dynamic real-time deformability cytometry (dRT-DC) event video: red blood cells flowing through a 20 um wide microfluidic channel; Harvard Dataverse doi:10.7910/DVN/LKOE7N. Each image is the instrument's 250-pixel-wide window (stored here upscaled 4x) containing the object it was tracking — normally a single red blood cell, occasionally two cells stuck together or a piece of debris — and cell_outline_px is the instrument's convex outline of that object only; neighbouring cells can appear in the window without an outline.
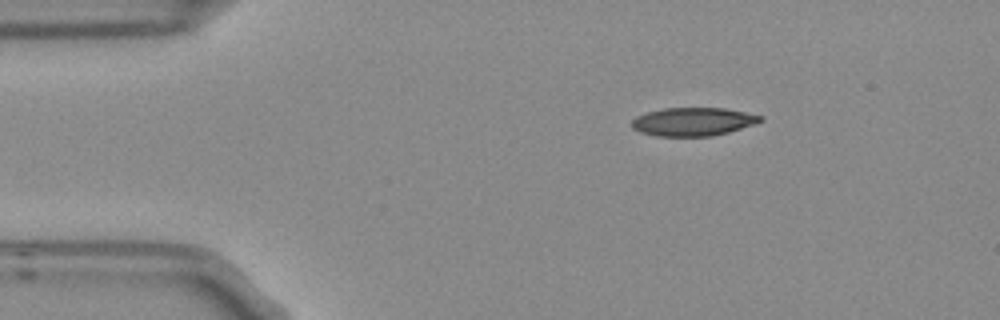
{"species": "Egyptian fruit bat (a non-hibernating species)", "species_latin": "Rousettus aegyptiacus", "temperature_condition": "room temperature", "stored_images_in_passage": 9, "camera_frame_rate_fps": 3000, "um_per_image_px": 0.085, "frame": {"image": 1, "passage_image": 1, "time_ms": 0.0, "image_size_px": [1000, 320], "cell_outline_px": [[764, 120], [756, 124], [728, 132], [712, 136], [656, 136], [640, 132], [632, 128], [632, 120], [636, 116], [648, 112], [664, 108], [724, 108], [764, 116]], "centroid_in_image_um": [58.93, 10.34], "position_along_channel_um": 26.1, "area_um2": 21.27}}
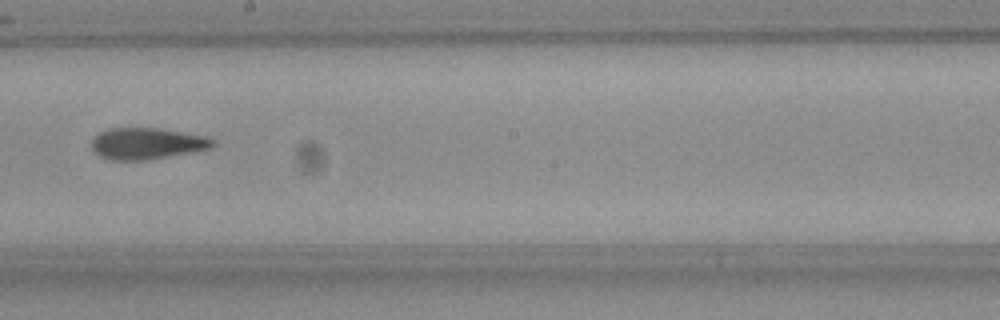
{"frame": {"image": 2, "passage_image": 7, "time_ms": 2.0, "image_size_px": [1000, 320], "cell_outline_px": [[216, 144], [208, 148], [144, 160], [108, 160], [92, 152], [92, 140], [100, 132], [108, 128], [160, 128], [204, 136], [216, 140]], "centroid_in_image_um": [12.42, 12.19], "position_along_channel_um": 235.8, "area_um2": 21.91}}
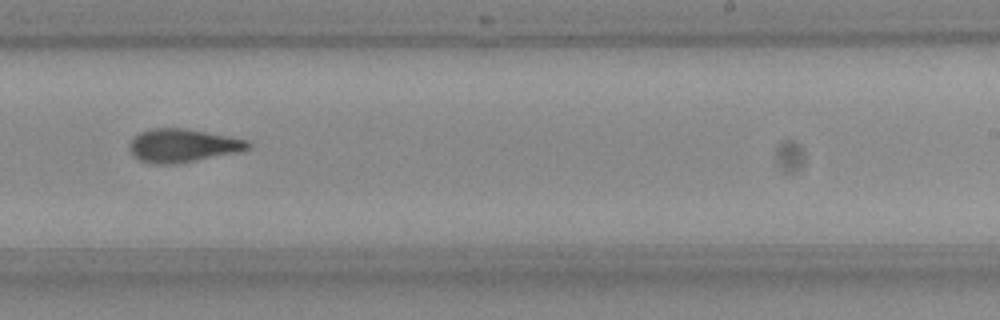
{"frame": {"image": 3, "passage_image": 8, "time_ms": 2.333, "image_size_px": [1000, 320], "cell_outline_px": [[252, 148], [240, 152], [176, 164], [152, 164], [140, 160], [128, 148], [128, 144], [140, 132], [152, 128], [184, 128], [248, 140], [252, 144]], "centroid_in_image_um": [15.56, 12.38], "position_along_channel_um": 273.4, "area_um2": 23.0}}